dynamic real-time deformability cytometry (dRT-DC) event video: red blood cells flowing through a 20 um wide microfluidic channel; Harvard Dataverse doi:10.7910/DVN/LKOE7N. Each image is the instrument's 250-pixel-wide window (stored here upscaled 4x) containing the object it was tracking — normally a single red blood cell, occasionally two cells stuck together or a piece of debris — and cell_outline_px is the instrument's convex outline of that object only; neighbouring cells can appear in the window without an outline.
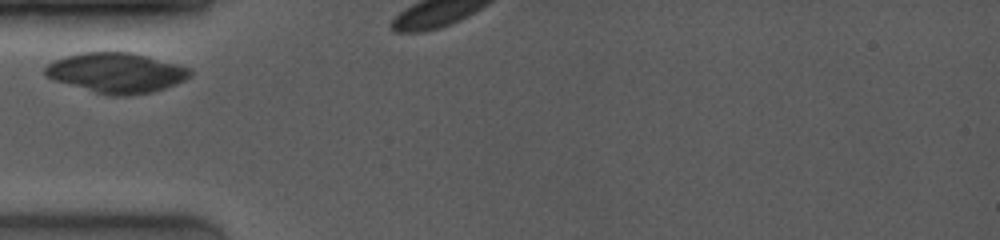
{"species": "common noctule bat (a hibernating species)", "species_latin": "Nyctalus noctula", "temperature_condition": "room temperature", "stored_images_in_passage": 5, "camera_frame_rate_fps": 4000, "um_per_image_px": 0.085, "animal": {"sex": "female", "body_mass_g": 19.0, "forearm_length_mm": 53.3}, "frame": {"image": 1, "passage_image": 1, "time_ms": 0.0, "image_size_px": [1000, 240], "cell_outline_px": [[192, 76], [176, 84], [152, 92], [128, 96], [112, 96], [96, 92], [52, 80], [44, 76], [44, 68], [48, 64], [56, 60], [68, 56], [84, 52], [132, 52], [192, 68]], "centroid_in_image_um": [9.91, 6.19], "position_along_channel_um": 75.1, "area_um2": 33.81}}